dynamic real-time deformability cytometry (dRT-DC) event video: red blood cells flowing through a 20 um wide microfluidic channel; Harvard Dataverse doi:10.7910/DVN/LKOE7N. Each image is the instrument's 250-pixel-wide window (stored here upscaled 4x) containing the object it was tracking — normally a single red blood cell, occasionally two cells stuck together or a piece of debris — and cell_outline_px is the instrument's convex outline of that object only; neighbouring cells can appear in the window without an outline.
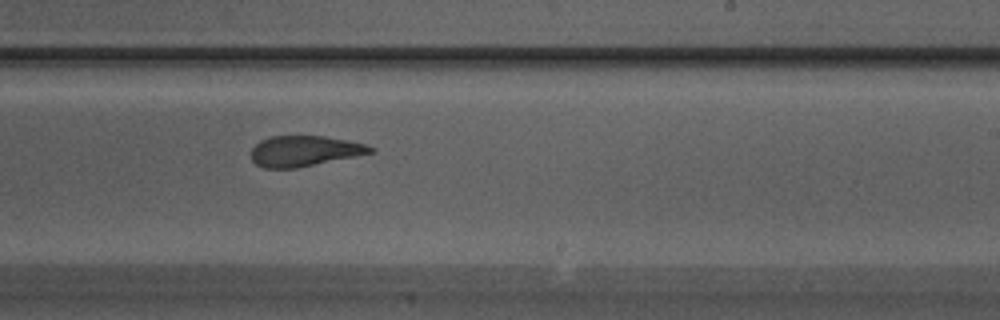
{"species": "Egyptian fruit bat (a non-hibernating species)", "species_latin": "Rousettus aegyptiacus", "temperature_condition": "warm", "stored_images_in_passage": 20, "camera_frame_rate_fps": 3000, "um_per_image_px": 0.085, "animal": {"sex": "male"}, "frame": {"image": 1, "passage_image": 20, "time_ms": 6.333, "image_size_px": [1000, 320], "cell_outline_px": [[376, 148], [372, 152], [356, 156], [296, 168], [264, 168], [256, 164], [252, 160], [252, 148], [260, 140], [272, 136], [324, 136], [364, 144]], "centroid_in_image_um": [25.84, 12.84], "position_along_channel_um": 263.2, "area_um2": 20.98}}